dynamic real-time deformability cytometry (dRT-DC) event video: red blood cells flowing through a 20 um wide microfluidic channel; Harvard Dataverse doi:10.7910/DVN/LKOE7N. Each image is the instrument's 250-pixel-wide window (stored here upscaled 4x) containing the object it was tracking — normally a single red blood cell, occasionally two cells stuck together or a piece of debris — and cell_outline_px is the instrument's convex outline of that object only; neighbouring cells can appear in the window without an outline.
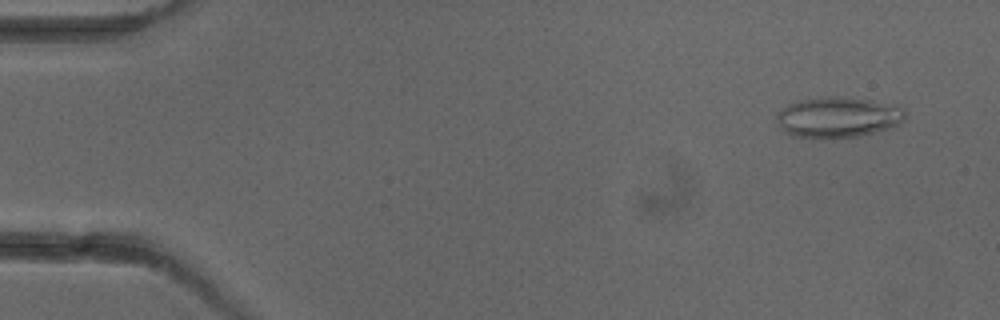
{"species": "common noctule bat (a hibernating species)", "species_latin": "Nyctalus noctula", "temperature_condition": "cold", "stored_images_in_passage": 5, "camera_frame_rate_fps": 3000, "um_per_image_px": 0.085, "animal": {"sex": "female"}, "frame": {"image": 1, "passage_image": 2, "time_ms": 1.0, "image_size_px": [1000, 320], "cell_outline_px": [[908, 116], [900, 124], [892, 128], [856, 136], [792, 136], [784, 132], [780, 128], [776, 116], [776, 112], [788, 104], [800, 100], [828, 96], [844, 96], [900, 104], [904, 108]], "centroid_in_image_um": [71.31, 9.92], "position_along_channel_um": 13.7, "area_um2": 30.58}}